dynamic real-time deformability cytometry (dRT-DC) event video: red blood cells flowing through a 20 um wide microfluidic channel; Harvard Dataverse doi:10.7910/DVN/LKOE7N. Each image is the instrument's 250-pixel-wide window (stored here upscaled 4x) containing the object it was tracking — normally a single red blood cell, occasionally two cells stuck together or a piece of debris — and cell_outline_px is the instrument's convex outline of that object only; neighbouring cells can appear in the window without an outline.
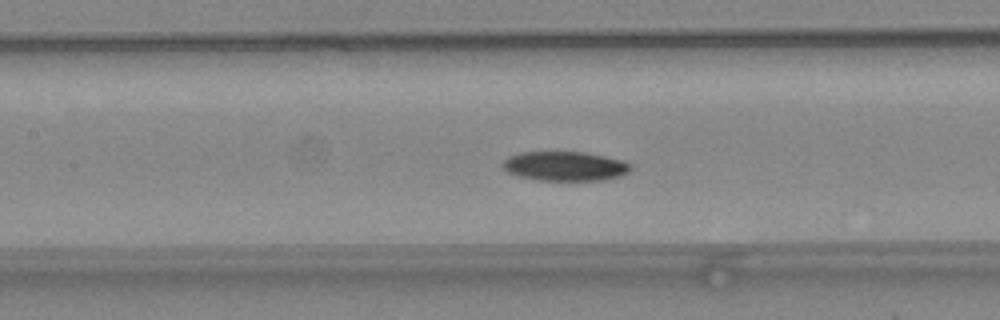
{"species": "common noctule bat (a hibernating species)", "species_latin": "Nyctalus noctula", "temperature_condition": "warm", "stored_images_in_passage": 50, "camera_frame_rate_fps": 3000, "um_per_image_px": 0.085, "animal": {"sex": "female", "body_mass_g": 24.6, "forearm_length_mm": 56.2}, "frame": {"image": 1, "passage_image": 23, "time_ms": 7.333, "image_size_px": [1000, 320], "cell_outline_px": [[632, 168], [628, 172], [620, 176], [604, 180], [536, 180], [516, 176], [508, 172], [500, 164], [508, 156], [520, 152], [584, 152], [624, 160], [632, 164]], "centroid_in_image_um": [48.02, 14.12], "position_along_channel_um": 159.4, "area_um2": 22.14}}
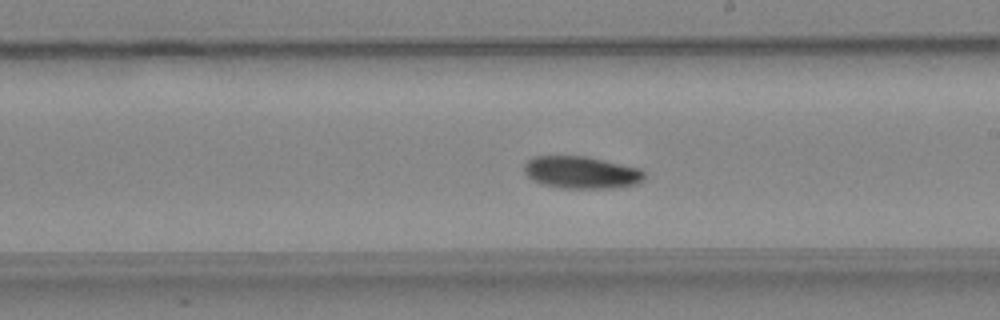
{"frame": {"image": 2, "passage_image": 29, "time_ms": 9.333, "image_size_px": [1000, 320], "cell_outline_px": [[644, 180], [636, 184], [612, 188], [560, 188], [540, 184], [532, 180], [524, 172], [524, 164], [528, 160], [536, 156], [584, 156], [640, 168], [644, 172]], "centroid_in_image_um": [49.39, 14.66], "position_along_channel_um": 239.6, "area_um2": 22.6}}
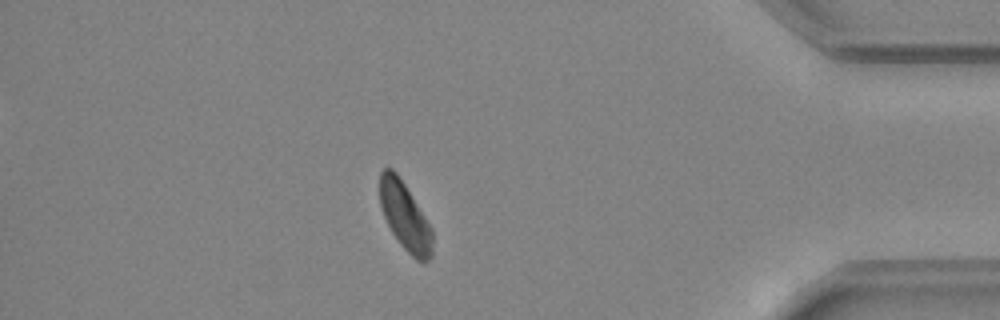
{"frame": {"image": 3, "passage_image": 44, "time_ms": 14.333, "image_size_px": [1000, 320], "cell_outline_px": [[432, 256], [428, 260], [416, 260], [400, 244], [392, 232], [380, 208], [380, 172], [384, 168], [392, 168], [396, 172], [404, 184], [432, 228]], "centroid_in_image_um": [34.41, 18.39], "position_along_channel_um": 400.8, "area_um2": 20.46}, "authors_computed_cell_mechanics": {"area_um2": 21.8484, "velocity_mm_per_s": 4.0158, "shape_relaxation_time_tau1_ms": 5.5515, "shape_relaxation_time_tau2_ms": null, "deformation_change_tau1": 0.1075, "deformation_change_tau2": null}}